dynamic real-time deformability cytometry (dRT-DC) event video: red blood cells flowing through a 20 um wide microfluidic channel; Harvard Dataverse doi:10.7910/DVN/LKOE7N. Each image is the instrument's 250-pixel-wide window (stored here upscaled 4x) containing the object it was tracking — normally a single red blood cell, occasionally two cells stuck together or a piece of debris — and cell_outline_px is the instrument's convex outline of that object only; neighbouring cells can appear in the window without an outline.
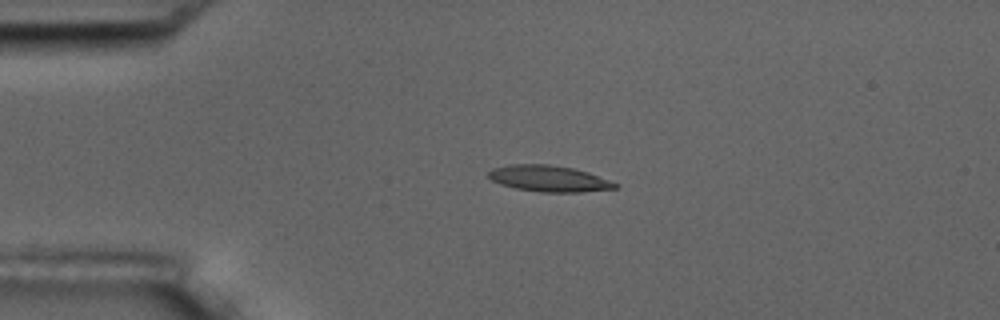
{"species": "common noctule bat (a hibernating species)", "species_latin": "Nyctalus noctula", "temperature_condition": "room temperature", "stored_images_in_passage": 3, "camera_frame_rate_fps": 3000, "um_per_image_px": 0.085, "animal": {"sex": "male", "body_mass_g": 17.5, "forearm_length_mm": 52.3}, "frame": {"image": 1, "passage_image": 2, "time_ms": 1.0, "image_size_px": [1000, 320], "cell_outline_px": [[620, 184], [616, 188], [580, 192], [540, 192], [516, 188], [500, 184], [492, 180], [488, 176], [488, 172], [492, 168], [508, 164], [548, 164], [572, 168], [588, 172]], "centroid_in_image_um": [46.64, 15.17], "position_along_channel_um": 38.4, "area_um2": 19.31}}